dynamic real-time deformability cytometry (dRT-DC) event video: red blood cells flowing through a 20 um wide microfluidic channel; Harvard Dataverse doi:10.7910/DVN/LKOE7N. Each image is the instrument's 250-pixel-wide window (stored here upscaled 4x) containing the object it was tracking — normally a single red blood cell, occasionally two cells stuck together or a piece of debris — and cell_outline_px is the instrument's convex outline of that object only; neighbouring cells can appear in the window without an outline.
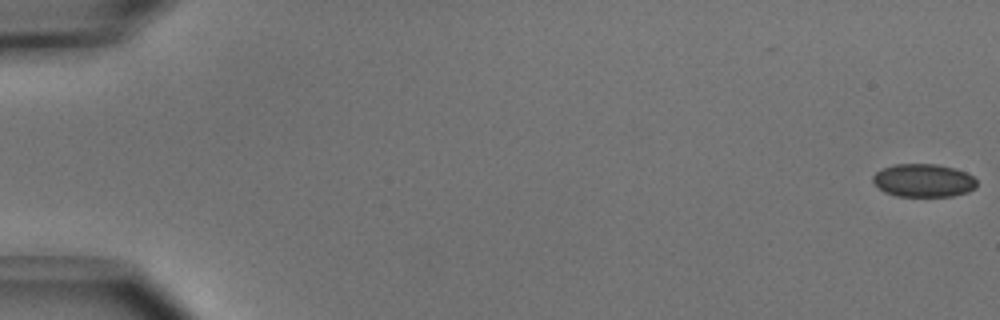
{"species": "common noctule bat (a hibernating species)", "species_latin": "Nyctalus noctula", "temperature_condition": "cold", "stored_images_in_passage": 52, "camera_frame_rate_fps": 3000, "um_per_image_px": 0.085, "animal": {"sex": "male", "body_mass_g": 15.6}, "frame": {"image": 1, "passage_image": 1, "time_ms": 0.0, "image_size_px": [1000, 320], "cell_outline_px": [[976, 188], [968, 192], [952, 196], [896, 196], [884, 192], [872, 180], [872, 176], [876, 172], [892, 164], [936, 164], [956, 168], [972, 176], [976, 180]], "centroid_in_image_um": [78.5, 15.34], "position_along_channel_um": 6.5, "area_um2": 20.06}}
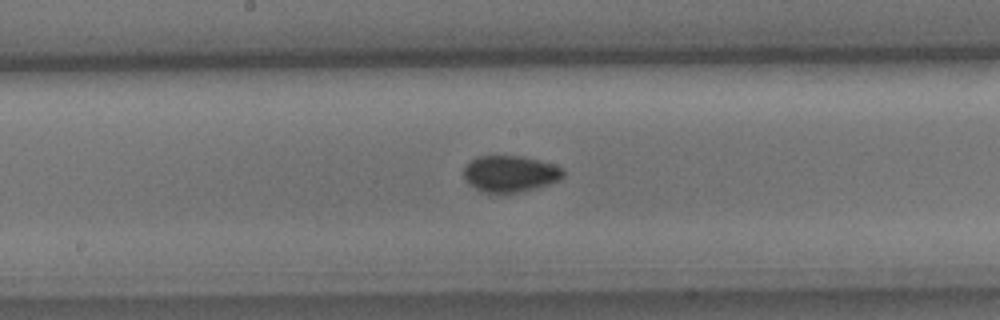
{"frame": {"image": 2, "passage_image": 28, "time_ms": 9.0, "image_size_px": [1000, 320], "cell_outline_px": [[564, 176], [560, 180], [536, 188], [500, 196], [488, 196], [480, 192], [464, 176], [464, 168], [476, 156], [520, 156], [552, 164], [564, 168]], "centroid_in_image_um": [43.36, 14.82], "position_along_channel_um": 204.8, "area_um2": 21.44}}
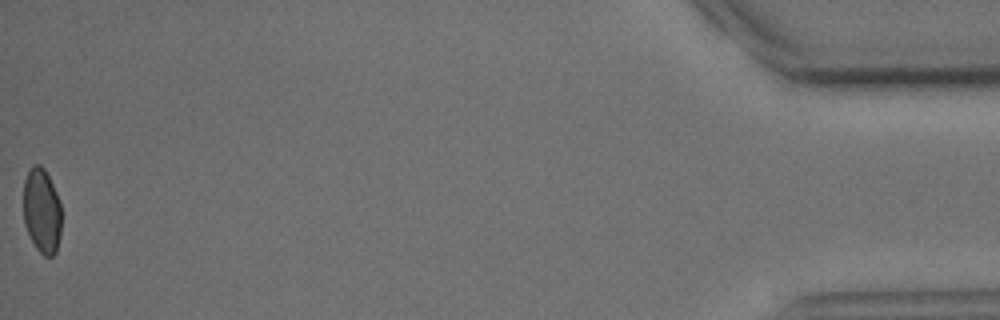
{"frame": {"image": 3, "passage_image": 52, "time_ms": 17.0, "image_size_px": [1000, 320], "cell_outline_px": [[60, 236], [56, 252], [52, 256], [44, 256], [36, 248], [24, 224], [24, 180], [28, 172], [36, 164], [40, 164], [44, 168], [56, 192], [60, 204]], "centroid_in_image_um": [3.55, 17.94], "position_along_channel_um": 431.6, "area_um2": 18.55}, "authors_computed_cell_mechanics": {"area_um2": 20.5479, "velocity_mm_per_s": 3.9547, "shape_relaxation_time_tau1_ms": 3.3836, "shape_relaxation_time_tau2_ms": 6.2272, "deformation_change_tau1": 0.0508, "deformation_change_tau2": 0.0494}}